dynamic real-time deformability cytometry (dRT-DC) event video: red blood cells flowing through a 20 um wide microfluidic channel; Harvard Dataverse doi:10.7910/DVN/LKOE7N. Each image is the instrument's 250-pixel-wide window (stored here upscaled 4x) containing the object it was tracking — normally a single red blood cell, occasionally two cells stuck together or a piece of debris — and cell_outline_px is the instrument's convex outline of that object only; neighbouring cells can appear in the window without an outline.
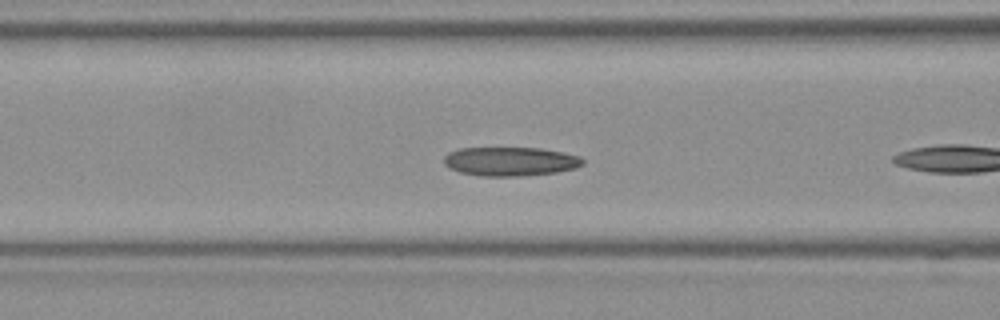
{"species": "Egyptian fruit bat (a non-hibernating species)", "species_latin": "Rousettus aegyptiacus", "temperature_condition": "room temperature", "stored_images_in_passage": 13, "camera_frame_rate_fps": 3000, "um_per_image_px": 0.085, "frame": {"image": 1, "passage_image": 6, "time_ms": 1.667, "image_size_px": [1000, 320], "cell_outline_px": [[584, 164], [576, 168], [556, 172], [524, 176], [484, 176], [460, 172], [448, 168], [444, 164], [444, 156], [448, 152], [460, 148], [540, 148], [580, 156], [584, 160]], "centroid_in_image_um": [43.37, 13.72], "position_along_channel_um": 123.2, "area_um2": 23.47}}